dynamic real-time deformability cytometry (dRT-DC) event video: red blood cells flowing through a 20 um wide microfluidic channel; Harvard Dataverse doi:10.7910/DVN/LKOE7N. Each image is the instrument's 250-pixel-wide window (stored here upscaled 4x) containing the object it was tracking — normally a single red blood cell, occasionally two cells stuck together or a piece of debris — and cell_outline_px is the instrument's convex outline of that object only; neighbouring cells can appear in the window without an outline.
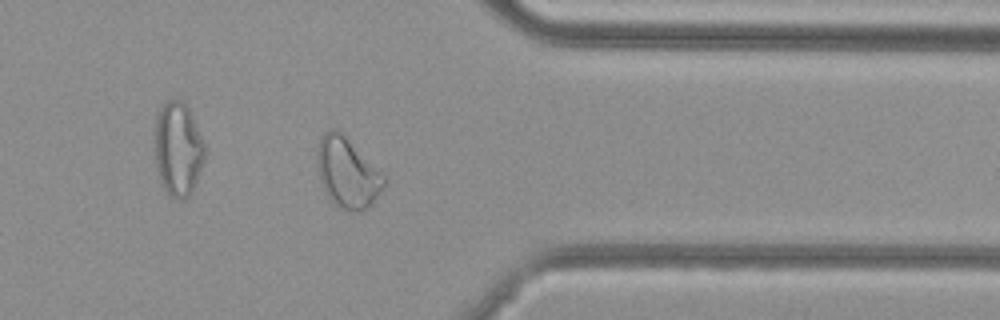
{"species": "common noctule bat (a hibernating species)", "species_latin": "Nyctalus noctula", "temperature_condition": "cold", "stored_images_in_passage": 40, "camera_frame_rate_fps": 3000, "um_per_image_px": 0.085, "animal": {"sex": "female", "body_mass_g": 29.2, "forearm_length_mm": 56.3}, "frame": {"image": 1, "passage_image": 29, "time_ms": 9.333, "image_size_px": [1000, 320], "cell_outline_px": [[388, 180], [384, 188], [372, 204], [368, 208], [356, 212], [348, 212], [332, 204], [324, 192], [320, 180], [316, 160], [316, 148], [324, 132], [328, 128], [336, 128]], "centroid_in_image_um": [29.49, 14.74], "position_along_channel_um": 381.9, "area_um2": 27.4}}